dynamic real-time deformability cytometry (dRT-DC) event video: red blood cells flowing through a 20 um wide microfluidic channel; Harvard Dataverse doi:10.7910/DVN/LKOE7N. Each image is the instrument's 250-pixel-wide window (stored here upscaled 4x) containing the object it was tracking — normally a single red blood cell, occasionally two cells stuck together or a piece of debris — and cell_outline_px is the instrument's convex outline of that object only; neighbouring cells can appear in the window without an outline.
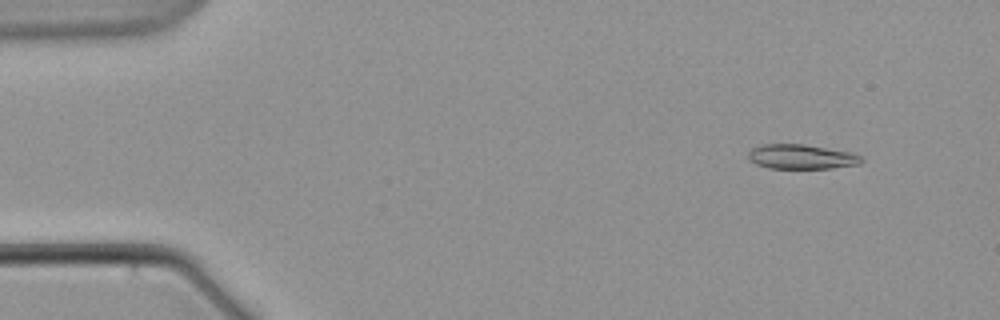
{"species": "common noctule bat (a hibernating species)", "species_latin": "Nyctalus noctula", "temperature_condition": "warm", "stored_images_in_passage": 6, "camera_frame_rate_fps": 3000, "um_per_image_px": 0.085, "animal": {"sex": "male", "body_mass_g": 21.5, "forearm_length_mm": 52.0}, "frame": {"image": 1, "passage_image": 2, "time_ms": 1.333, "image_size_px": [1000, 320], "cell_outline_px": [[864, 160], [860, 164], [832, 168], [768, 168], [756, 164], [748, 160], [748, 152], [752, 148], [760, 144], [804, 144], [852, 152], [860, 156]], "centroid_in_image_um": [68.1, 13.32], "position_along_channel_um": 16.9, "area_um2": 16.36}}
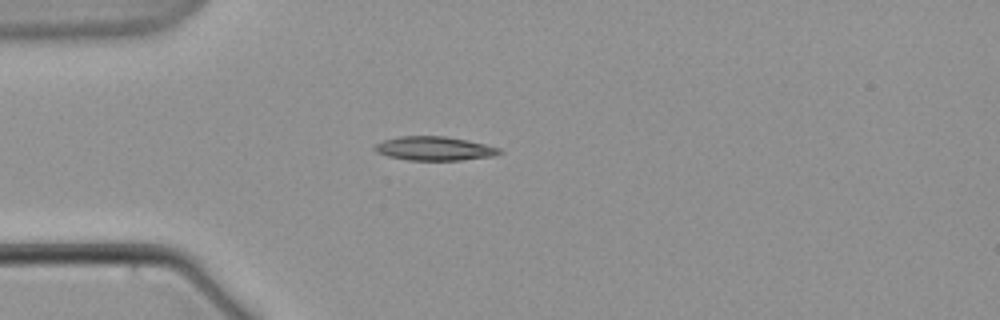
{"frame": {"image": 2, "passage_image": 5, "time_ms": 5.333, "image_size_px": [1000, 320], "cell_outline_px": [[504, 152], [496, 156], [460, 160], [408, 160], [388, 156], [376, 152], [372, 148], [376, 144], [384, 140], [400, 136], [444, 136], [468, 140], [500, 148]], "centroid_in_image_um": [36.94, 12.62], "position_along_channel_um": 48.1, "area_um2": 17.46}}